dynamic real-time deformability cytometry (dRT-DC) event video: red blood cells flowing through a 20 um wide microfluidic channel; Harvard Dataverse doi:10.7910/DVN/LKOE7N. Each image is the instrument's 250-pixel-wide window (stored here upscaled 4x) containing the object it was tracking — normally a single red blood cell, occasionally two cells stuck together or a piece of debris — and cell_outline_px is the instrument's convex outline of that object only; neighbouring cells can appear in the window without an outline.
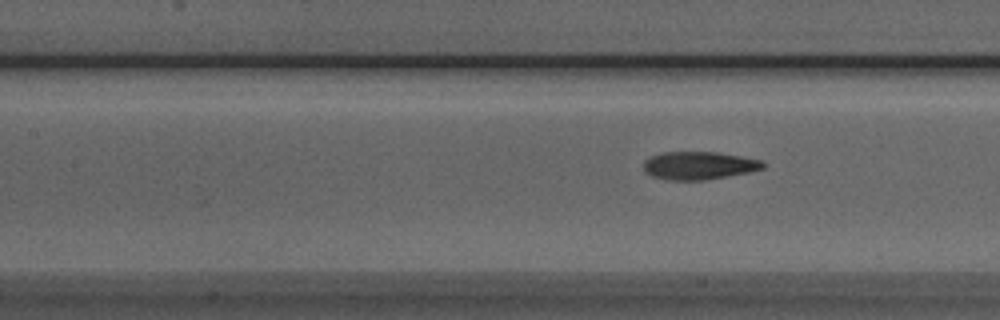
{"species": "Egyptian fruit bat (a non-hibernating species)", "species_latin": "Rousettus aegyptiacus", "temperature_condition": "room temperature", "stored_images_in_passage": 9, "camera_frame_rate_fps": 3000, "um_per_image_px": 0.085, "animal": {"sex": "male"}, "frame": {"image": 1, "passage_image": 7, "time_ms": 7.667, "image_size_px": [1000, 320], "cell_outline_px": [[764, 168], [748, 172], [728, 176], [704, 180], [668, 180], [652, 176], [644, 168], [644, 160], [660, 152], [716, 152], [740, 156], [760, 160], [764, 164]], "centroid_in_image_um": [59.39, 14.07], "position_along_channel_um": 148.0, "area_um2": 19.25}}